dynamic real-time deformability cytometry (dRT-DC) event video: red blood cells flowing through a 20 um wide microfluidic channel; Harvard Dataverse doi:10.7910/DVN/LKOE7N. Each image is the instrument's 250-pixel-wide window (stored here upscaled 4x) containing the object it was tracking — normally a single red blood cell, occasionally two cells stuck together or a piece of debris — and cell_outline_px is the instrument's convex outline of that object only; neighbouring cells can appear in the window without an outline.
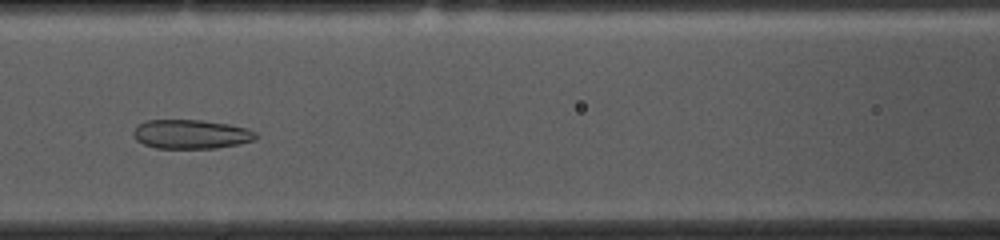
{"species": "common noctule bat (a hibernating species)", "species_latin": "Nyctalus noctula", "temperature_condition": "cold", "stored_images_in_passage": 52, "camera_frame_rate_fps": 3000, "um_per_image_px": 0.085, "animal": {"sex": "female", "body_mass_g": 10.0, "forearm_length_mm": 53.1}, "frame": {"image": 1, "passage_image": 21, "time_ms": 6.667, "image_size_px": [1000, 240], "cell_outline_px": [[256, 140], [240, 144], [216, 148], [156, 148], [144, 144], [136, 140], [132, 136], [132, 132], [136, 124], [148, 120], [204, 120], [228, 124], [248, 128], [256, 132]], "centroid_in_image_um": [16.23, 11.4], "position_along_channel_um": 150.4, "area_um2": 21.04}}
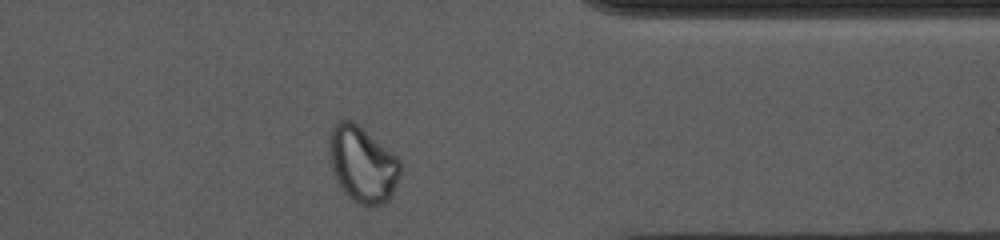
{"frame": {"image": 2, "passage_image": 41, "time_ms": 13.333, "image_size_px": [1000, 240], "cell_outline_px": [[400, 172], [392, 196], [384, 204], [360, 204], [352, 200], [344, 192], [336, 180], [328, 156], [328, 136], [332, 128], [340, 120], [352, 120], [396, 156], [400, 160]], "centroid_in_image_um": [30.78, 13.96], "position_along_channel_um": 380.6, "area_um2": 31.21}}
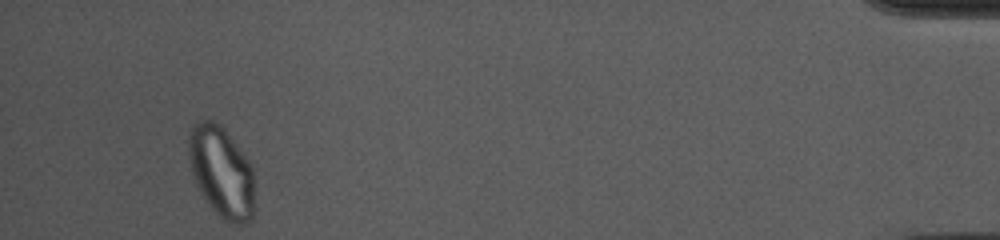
{"frame": {"image": 3, "passage_image": 49, "time_ms": 16.0, "image_size_px": [1000, 240], "cell_outline_px": [[256, 204], [252, 220], [244, 224], [232, 224], [224, 220], [208, 204], [200, 192], [196, 184], [192, 172], [188, 156], [188, 140], [192, 128], [200, 120], [212, 120], [220, 124], [224, 128], [252, 164]], "centroid_in_image_um": [18.87, 14.65], "position_along_channel_um": 416.3, "area_um2": 35.49}, "authors_computed_cell_mechanics": {"area_um2": 28.1486, "velocity_mm_per_s": 3.6602, "shape_relaxation_time_tau1_ms": null, "shape_relaxation_time_tau2_ms": 2.0343, "deformation_change_tau1": null, "deformation_change_tau2": 0.0686}}